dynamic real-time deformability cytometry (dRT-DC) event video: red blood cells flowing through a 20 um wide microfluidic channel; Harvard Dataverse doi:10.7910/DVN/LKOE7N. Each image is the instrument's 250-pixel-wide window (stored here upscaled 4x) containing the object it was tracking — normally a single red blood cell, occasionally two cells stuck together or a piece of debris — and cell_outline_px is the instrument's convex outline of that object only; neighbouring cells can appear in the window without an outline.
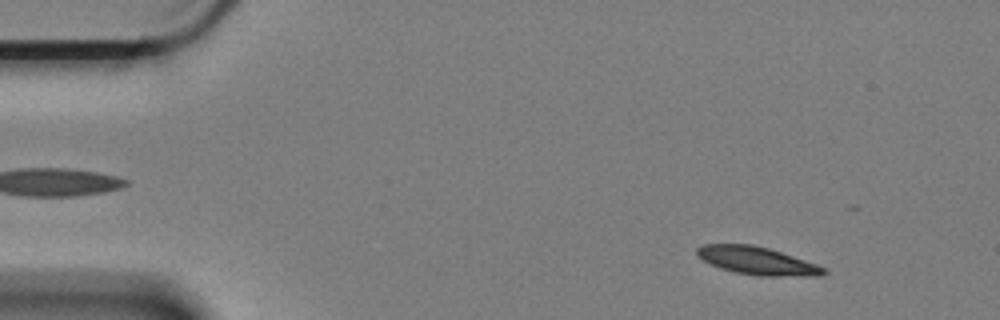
{"species": "Egyptian fruit bat (a non-hibernating species)", "species_latin": "Rousettus aegyptiacus", "temperature_condition": "cold", "stored_images_in_passage": 10, "camera_frame_rate_fps": 3000, "um_per_image_px": 0.085, "animal": {"sex": "female"}, "frame": {"image": 1, "passage_image": 6, "time_ms": 1.667, "image_size_px": [1000, 320], "cell_outline_px": [[828, 272], [824, 276], [756, 276], [736, 272], [720, 268], [696, 256], [696, 248], [704, 244], [752, 244], [768, 248], [816, 264], [824, 268]], "centroid_in_image_um": [64.35, 22.17], "position_along_channel_um": 20.6, "area_um2": 20.52}}